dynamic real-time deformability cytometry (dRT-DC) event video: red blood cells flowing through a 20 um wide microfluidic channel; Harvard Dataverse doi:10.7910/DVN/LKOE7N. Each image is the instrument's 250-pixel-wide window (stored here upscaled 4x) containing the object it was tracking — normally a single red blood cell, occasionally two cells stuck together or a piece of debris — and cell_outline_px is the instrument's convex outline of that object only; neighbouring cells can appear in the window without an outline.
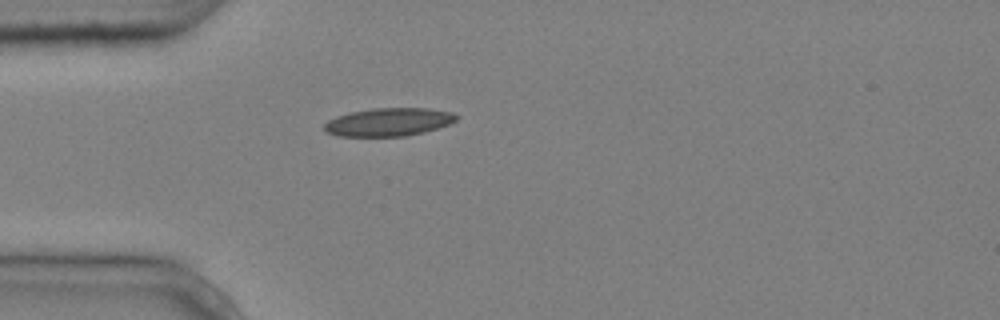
{"species": "common noctule bat (a hibernating species)", "species_latin": "Nyctalus noctula", "temperature_condition": "cold", "stored_images_in_passage": 1, "camera_frame_rate_fps": 3000, "um_per_image_px": 0.085, "animal": {"sex": "male", "body_mass_g": 20.4}, "frame": {"image": 1, "passage_image": 1, "time_ms": 0.0, "image_size_px": [1000, 320], "cell_outline_px": [[460, 116], [456, 120], [448, 124], [424, 132], [404, 136], [336, 136], [328, 132], [324, 128], [324, 124], [328, 120], [336, 116], [352, 112], [372, 108], [428, 108], [452, 112]], "centroid_in_image_um": [33.04, 10.36], "position_along_channel_um": 52.0, "area_um2": 21.56}}